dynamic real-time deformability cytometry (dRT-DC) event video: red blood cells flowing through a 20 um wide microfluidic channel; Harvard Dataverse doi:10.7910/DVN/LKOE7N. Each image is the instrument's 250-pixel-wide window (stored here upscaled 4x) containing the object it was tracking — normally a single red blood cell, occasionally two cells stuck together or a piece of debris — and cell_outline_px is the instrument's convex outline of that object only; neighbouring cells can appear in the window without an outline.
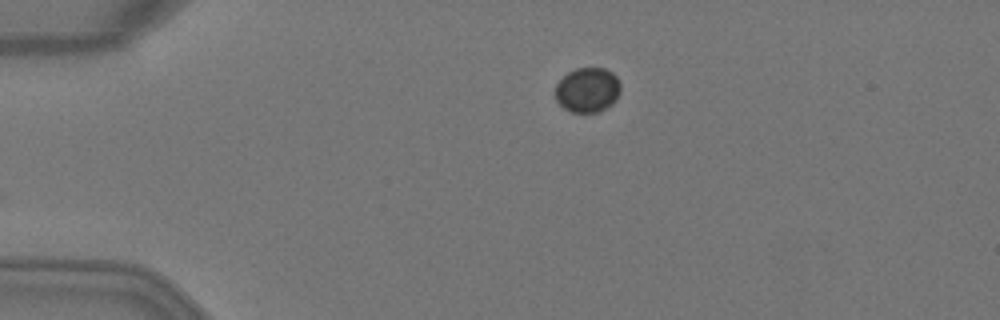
{"species": "Egyptian fruit bat (a non-hibernating species)", "species_latin": "Rousettus aegyptiacus", "temperature_condition": "warm", "stored_images_in_passage": 33, "camera_frame_rate_fps": 3000, "um_per_image_px": 0.085, "animal": {"sex": "female"}, "frame": {"image": 1, "passage_image": 1, "time_ms": 0.0, "image_size_px": [1000, 320], "cell_outline_px": [[620, 92], [616, 100], [612, 104], [600, 112], [572, 112], [564, 108], [556, 100], [556, 84], [568, 72], [576, 68], [604, 68], [612, 72], [616, 76], [620, 84]], "centroid_in_image_um": [49.96, 7.65], "position_along_channel_um": 35.0, "area_um2": 17.05}}
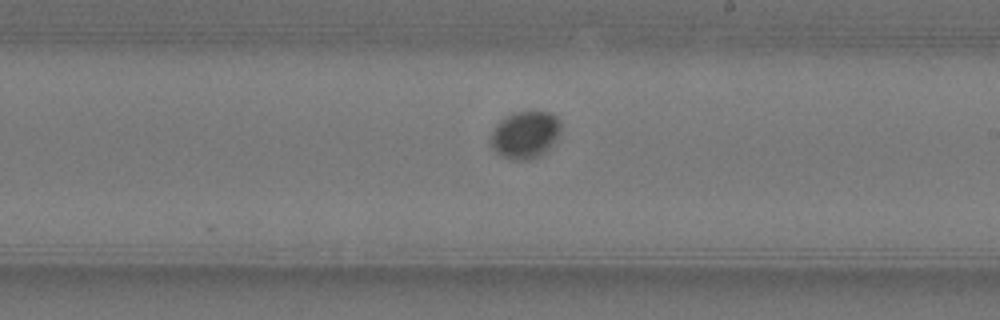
{"frame": {"image": 2, "passage_image": 20, "time_ms": 6.333, "image_size_px": [1000, 320], "cell_outline_px": [[560, 132], [552, 144], [540, 156], [528, 160], [512, 160], [500, 156], [492, 148], [488, 140], [496, 124], [504, 116], [516, 112], [552, 112], [560, 120]], "centroid_in_image_um": [44.6, 11.46], "position_along_channel_um": 244.4, "area_um2": 19.54}}
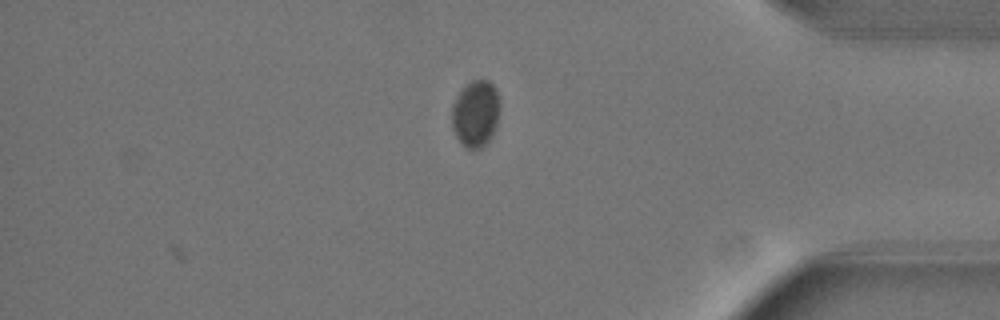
{"frame": {"image": 3, "passage_image": 33, "time_ms": 10.667, "image_size_px": [1000, 320], "cell_outline_px": [[500, 108], [496, 128], [492, 136], [480, 148], [468, 148], [456, 136], [452, 128], [452, 104], [456, 96], [472, 80], [488, 80], [492, 84], [496, 92], [500, 104]], "centroid_in_image_um": [40.43, 9.65], "position_along_channel_um": 394.8, "area_um2": 18.44}}